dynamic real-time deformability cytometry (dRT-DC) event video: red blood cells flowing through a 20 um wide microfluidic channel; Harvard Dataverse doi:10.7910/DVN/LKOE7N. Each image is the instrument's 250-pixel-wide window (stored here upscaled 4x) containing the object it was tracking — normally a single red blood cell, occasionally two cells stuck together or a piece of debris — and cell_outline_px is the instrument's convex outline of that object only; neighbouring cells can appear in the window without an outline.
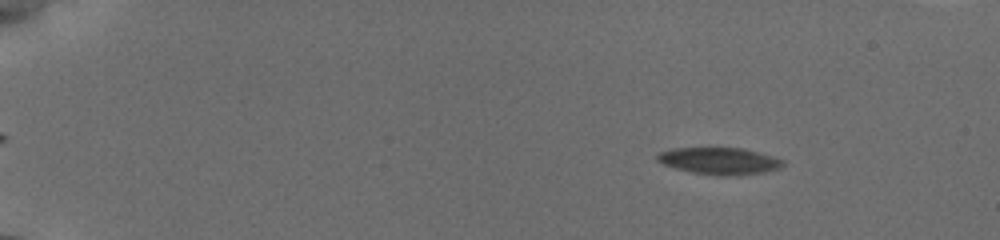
{"species": "common noctule bat (a hibernating species)", "species_latin": "Nyctalus noctula", "temperature_condition": "cold", "stored_images_in_passage": 31, "camera_frame_rate_fps": 3000, "um_per_image_px": 0.085, "animal": {"sex": "female", "body_mass_g": 19.5, "forearm_length_mm": 54.1}, "frame": {"image": 1, "passage_image": 6, "time_ms": 2.333, "image_size_px": [1000, 240], "cell_outline_px": [[784, 164], [780, 168], [764, 172], [736, 176], [720, 176], [696, 172], [676, 168], [664, 164], [656, 160], [656, 156], [660, 152], [672, 148], [744, 148], [772, 156], [784, 160]], "centroid_in_image_um": [61.18, 13.68], "position_along_channel_um": 23.8, "area_um2": 19.59}}
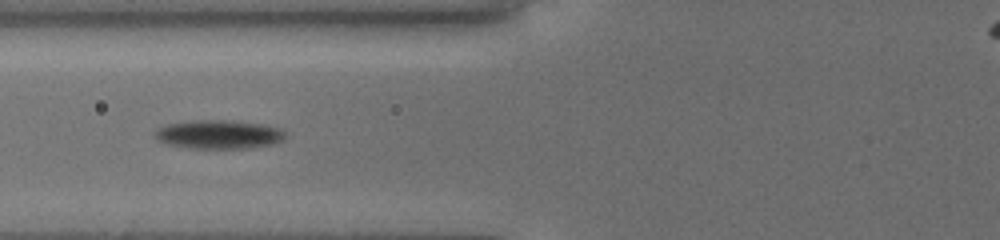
{"frame": {"image": 2, "passage_image": 18, "time_ms": 7.667, "image_size_px": [1000, 240], "cell_outline_px": [[284, 140], [276, 144], [248, 148], [188, 148], [168, 144], [160, 140], [156, 136], [156, 132], [160, 128], [168, 124], [196, 120], [224, 120], [260, 124], [280, 128], [284, 132]], "centroid_in_image_um": [18.66, 11.43], "position_along_channel_um": 107.1, "area_um2": 21.5}}
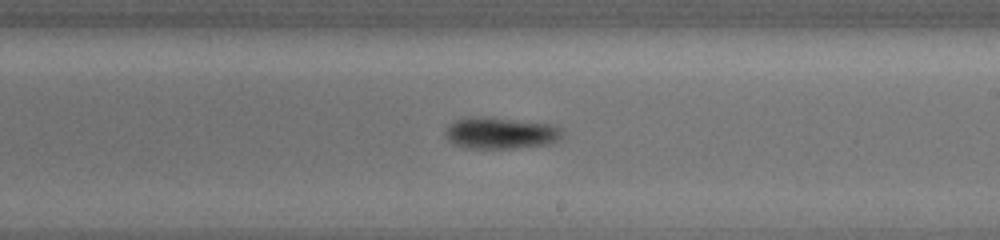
{"frame": {"image": 3, "passage_image": 30, "time_ms": 11.333, "image_size_px": [1000, 240], "cell_outline_px": [[560, 136], [552, 144], [516, 148], [464, 148], [452, 144], [444, 136], [444, 132], [448, 124], [456, 120], [468, 116], [484, 116], [556, 124], [560, 128]], "centroid_in_image_um": [42.49, 11.3], "position_along_channel_um": 246.5, "area_um2": 21.96}}